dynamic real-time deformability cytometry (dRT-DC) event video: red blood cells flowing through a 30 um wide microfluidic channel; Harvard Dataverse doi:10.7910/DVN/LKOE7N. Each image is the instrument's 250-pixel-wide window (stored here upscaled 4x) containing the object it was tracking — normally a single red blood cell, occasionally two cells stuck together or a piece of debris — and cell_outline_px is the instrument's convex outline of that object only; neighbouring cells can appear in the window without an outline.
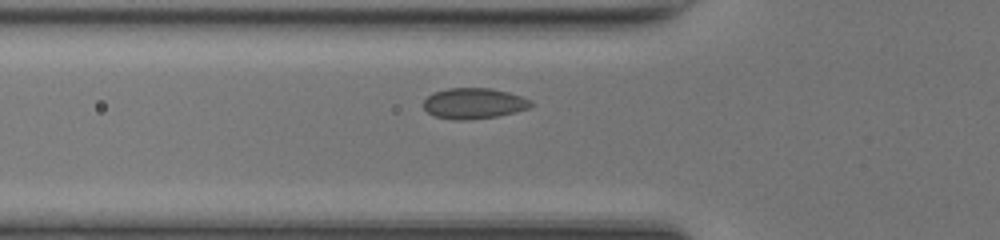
{"species": "common noctule bat (a hibernating species)", "species_latin": "Nyctalus noctula", "temperature_condition": "room temperature", "stored_images_in_passage": 39, "camera_frame_rate_fps": 3000, "um_per_image_px": 0.085, "animal": {"sex": "female", "body_mass_g": 17.0, "forearm_length_mm": 48.0}, "frame": {"image": 1, "passage_image": 11, "time_ms": 3.333, "image_size_px": [1000, 240], "cell_outline_px": [[536, 104], [528, 108], [516, 112], [496, 116], [468, 120], [452, 120], [432, 116], [424, 108], [424, 100], [432, 92], [448, 88], [492, 88], [508, 92], [532, 100]], "centroid_in_image_um": [40.28, 8.79], "position_along_channel_um": 85.5, "area_um2": 19.48}}
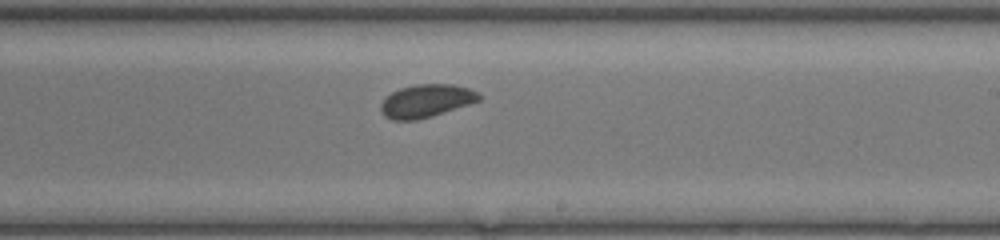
{"frame": {"image": 2, "passage_image": 23, "time_ms": 7.333, "image_size_px": [1000, 240], "cell_outline_px": [[484, 96], [480, 100], [432, 116], [416, 120], [392, 120], [384, 116], [380, 112], [380, 104], [392, 92], [400, 88], [416, 84], [452, 84], [468, 88], [480, 92]], "centroid_in_image_um": [36.24, 8.57], "position_along_channel_um": 252.8, "area_um2": 18.9}}
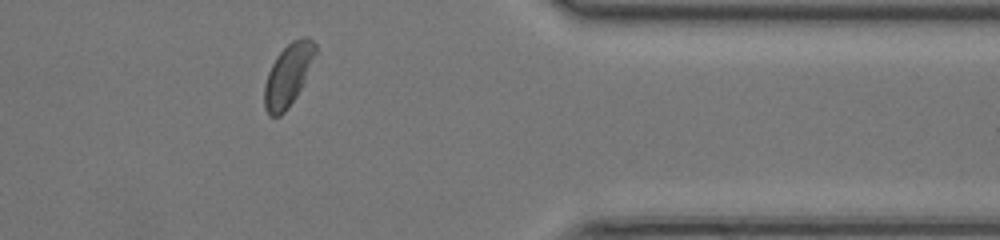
{"frame": {"image": 3, "passage_image": 34, "time_ms": 11.0, "image_size_px": [1000, 240], "cell_outline_px": [[316, 52], [300, 88], [296, 96], [288, 108], [280, 116], [268, 116], [264, 108], [264, 84], [268, 72], [276, 56], [292, 40], [304, 36], [308, 36], [316, 44]], "centroid_in_image_um": [24.46, 6.38], "position_along_channel_um": 386.9, "area_um2": 18.26}, "authors_computed_cell_mechanics": {"area_um2": 18.7272, "velocity_mm_per_s": 4.177, "shape_relaxation_time_tau1_ms": 2.6028, "shape_relaxation_time_tau2_ms": null, "deformation_change_tau1": 0.0632, "deformation_change_tau2": null}}